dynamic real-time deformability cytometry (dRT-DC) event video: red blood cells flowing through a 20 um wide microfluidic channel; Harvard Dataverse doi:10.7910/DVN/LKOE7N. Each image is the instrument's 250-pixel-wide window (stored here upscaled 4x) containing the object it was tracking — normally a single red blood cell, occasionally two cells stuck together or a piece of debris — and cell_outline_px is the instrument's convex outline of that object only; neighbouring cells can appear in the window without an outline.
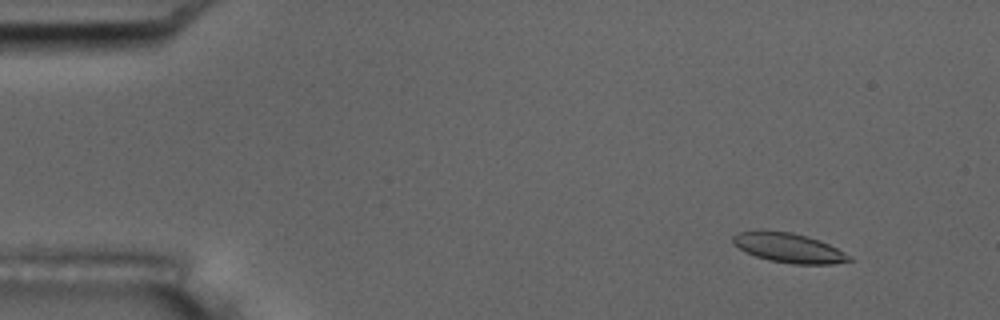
{"species": "common noctule bat (a hibernating species)", "species_latin": "Nyctalus noctula", "temperature_condition": "room temperature", "stored_images_in_passage": 5, "camera_frame_rate_fps": 3000, "um_per_image_px": 0.085, "animal": {"sex": "male", "body_mass_g": 17.5, "forearm_length_mm": 52.3}, "frame": {"image": 1, "passage_image": 2, "time_ms": 0.333, "image_size_px": [1000, 320], "cell_outline_px": [[852, 260], [832, 264], [792, 264], [768, 260], [744, 252], [732, 244], [732, 236], [736, 232], [760, 228], [792, 232], [808, 236], [828, 244], [852, 256]], "centroid_in_image_um": [66.95, 21.03], "position_along_channel_um": 18.1, "area_um2": 20.58}}
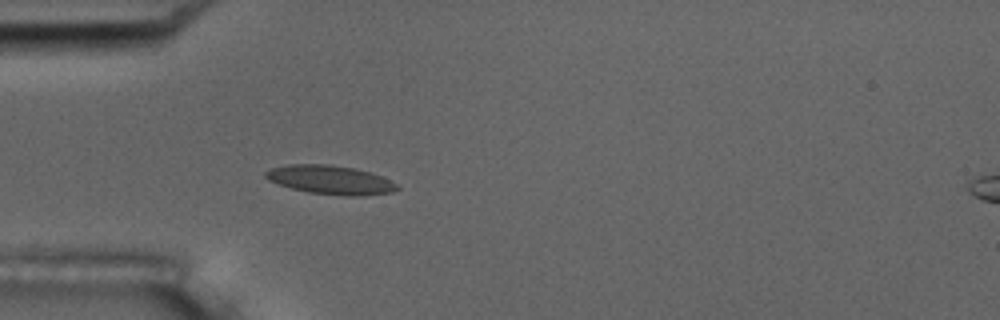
{"frame": {"image": 2, "passage_image": 5, "time_ms": 1.333, "image_size_px": [1000, 320], "cell_outline_px": [[400, 188], [392, 192], [364, 196], [348, 196], [308, 192], [292, 188], [268, 180], [264, 176], [264, 172], [272, 168], [288, 164], [328, 164], [352, 168], [368, 172], [380, 176], [396, 184]], "centroid_in_image_um": [28.06, 15.29], "position_along_channel_um": 56.9, "area_um2": 21.85}}